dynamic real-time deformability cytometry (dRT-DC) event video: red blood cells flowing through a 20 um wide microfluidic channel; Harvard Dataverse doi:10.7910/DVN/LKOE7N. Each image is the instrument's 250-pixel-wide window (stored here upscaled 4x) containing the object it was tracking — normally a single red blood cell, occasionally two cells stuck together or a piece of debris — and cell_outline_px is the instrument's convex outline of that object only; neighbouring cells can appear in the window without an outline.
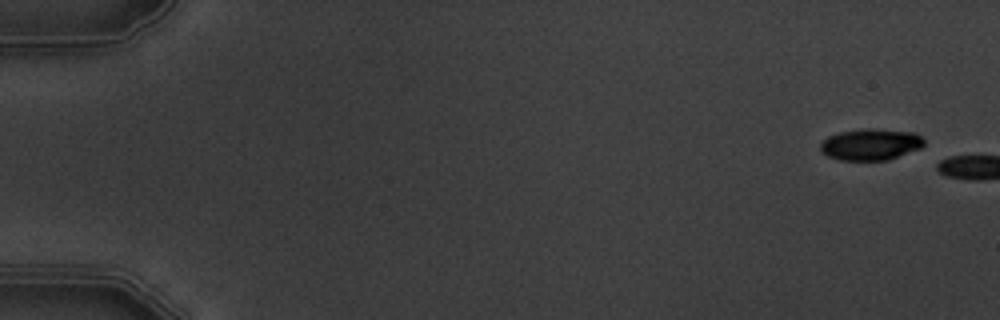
{"species": "common noctule bat (a hibernating species)", "species_latin": "Nyctalus noctula", "temperature_condition": "warm", "stored_images_in_passage": 2, "camera_frame_rate_fps": 3000, "um_per_image_px": 0.085, "animal": {"sex": "male", "body_mass_g": 19.5, "forearm_length_mm": 54.6}, "frame": {"image": 1, "passage_image": 1, "time_ms": 0.0, "image_size_px": [1000, 320], "cell_outline_px": [[924, 144], [920, 148], [888, 160], [840, 160], [828, 156], [820, 152], [820, 144], [828, 136], [840, 132], [864, 128], [872, 128], [916, 132], [924, 140]], "centroid_in_image_um": [74.0, 12.27], "position_along_channel_um": 11.0, "area_um2": 19.07}}